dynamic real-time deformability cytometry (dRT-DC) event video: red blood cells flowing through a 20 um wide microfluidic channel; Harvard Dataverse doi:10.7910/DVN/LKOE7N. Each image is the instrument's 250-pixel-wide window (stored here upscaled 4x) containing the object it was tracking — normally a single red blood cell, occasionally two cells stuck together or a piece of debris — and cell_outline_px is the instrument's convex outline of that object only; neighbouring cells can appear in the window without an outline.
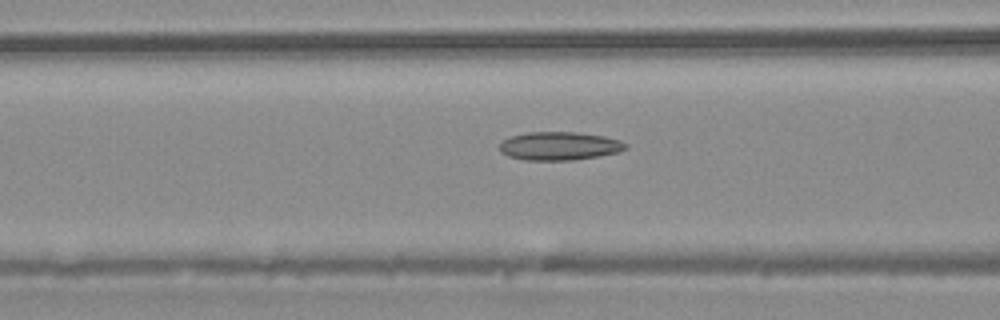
{"species": "common noctule bat (a hibernating species)", "species_latin": "Nyctalus noctula", "temperature_condition": "warm", "stored_images_in_passage": 43, "camera_frame_rate_fps": 3000, "um_per_image_px": 0.085, "animal": {"sex": "male", "body_mass_g": 20.4}, "frame": {"image": 1, "passage_image": 17, "time_ms": 5.333, "image_size_px": [1000, 320], "cell_outline_px": [[628, 148], [620, 152], [600, 156], [576, 160], [524, 160], [508, 156], [500, 152], [500, 144], [504, 140], [512, 136], [528, 132], [576, 132], [604, 136], [620, 140], [628, 144]], "centroid_in_image_um": [47.59, 12.42], "position_along_channel_um": 119.0, "area_um2": 20.98}}
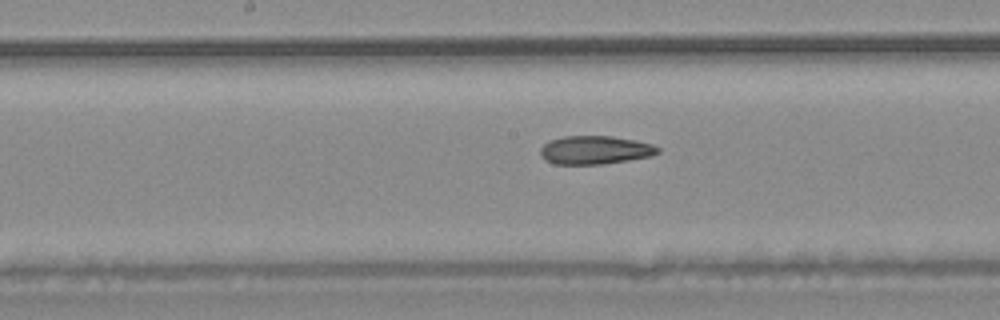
{"frame": {"image": 2, "passage_image": 22, "time_ms": 7.0, "image_size_px": [1000, 320], "cell_outline_px": [[660, 152], [652, 156], [628, 160], [600, 164], [552, 164], [544, 160], [540, 156], [540, 148], [544, 144], [552, 140], [564, 136], [612, 136], [636, 140], [652, 144], [660, 148]], "centroid_in_image_um": [50.58, 12.75], "position_along_channel_um": 197.6, "area_um2": 19.54}}
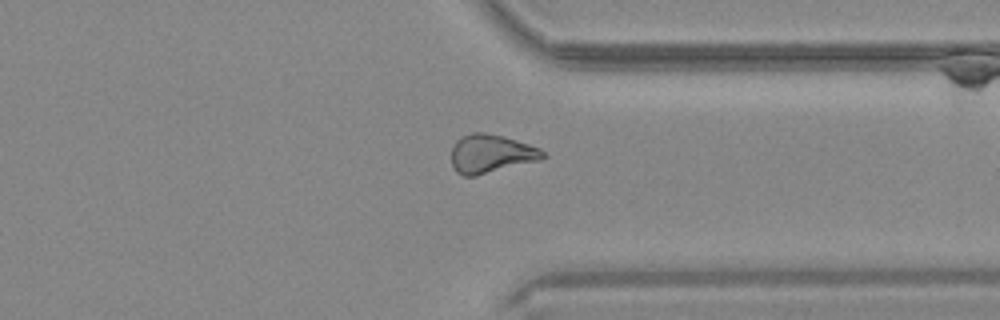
{"frame": {"image": 3, "passage_image": 33, "time_ms": 10.667, "image_size_px": [1000, 320], "cell_outline_px": [[548, 156], [540, 160], [476, 176], [464, 176], [456, 172], [452, 164], [452, 148], [456, 140], [460, 136], [472, 132], [484, 132], [504, 136], [540, 148]], "centroid_in_image_um": [41.73, 13.06], "position_along_channel_um": 369.7, "area_um2": 20.69}}